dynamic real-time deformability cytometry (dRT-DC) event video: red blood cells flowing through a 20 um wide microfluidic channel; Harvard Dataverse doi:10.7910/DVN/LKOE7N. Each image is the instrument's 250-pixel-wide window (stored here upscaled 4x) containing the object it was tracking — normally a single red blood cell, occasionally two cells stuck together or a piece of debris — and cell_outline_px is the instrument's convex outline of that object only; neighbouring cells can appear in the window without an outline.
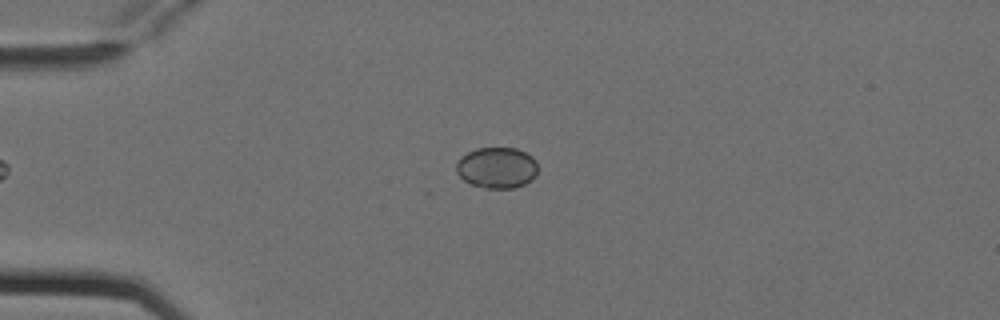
{"species": "Egyptian fruit bat (a non-hibernating species)", "species_latin": "Rousettus aegyptiacus", "temperature_condition": "cold", "stored_images_in_passage": 6, "camera_frame_rate_fps": 3000, "um_per_image_px": 0.085, "animal": {"sex": "female"}, "frame": {"image": 1, "passage_image": 2, "time_ms": 0.333, "image_size_px": [1000, 320], "cell_outline_px": [[536, 176], [532, 180], [516, 188], [488, 188], [472, 184], [464, 180], [456, 172], [456, 164], [460, 156], [476, 148], [516, 148], [532, 156], [536, 160]], "centroid_in_image_um": [42.23, 14.25], "position_along_channel_um": 42.8, "area_um2": 19.54}}
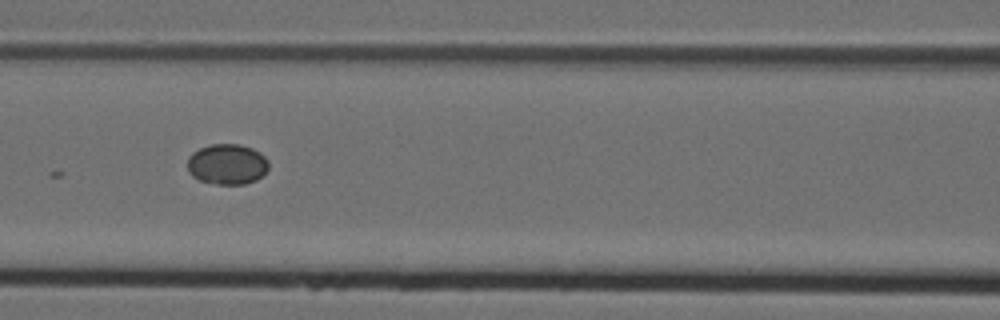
{"frame": {"image": 2, "passage_image": 5, "time_ms": 1.333, "image_size_px": [1000, 320], "cell_outline_px": [[268, 168], [256, 180], [244, 184], [216, 184], [200, 180], [192, 176], [188, 172], [188, 156], [192, 152], [200, 148], [212, 144], [240, 144], [252, 148], [260, 152], [268, 160]], "centroid_in_image_um": [19.29, 13.95], "position_along_channel_um": 147.3, "area_um2": 19.19}}
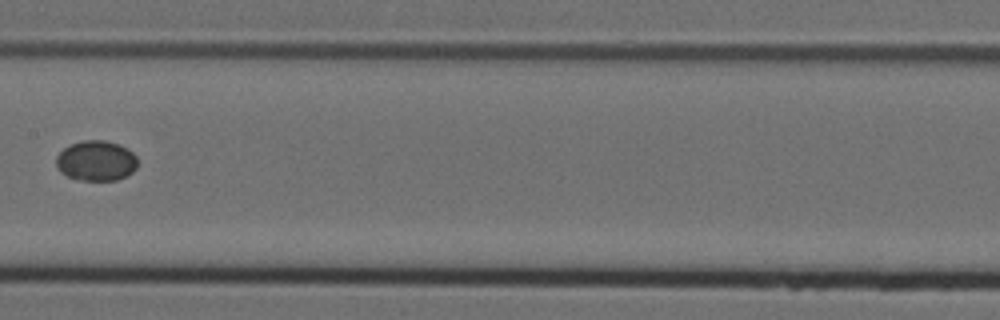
{"frame": {"image": 3, "passage_image": 6, "time_ms": 1.667, "image_size_px": [1000, 320], "cell_outline_px": [[136, 168], [132, 172], [116, 180], [80, 180], [68, 176], [60, 172], [56, 168], [56, 156], [64, 148], [72, 144], [84, 140], [104, 140], [120, 144], [132, 152], [136, 156]], "centroid_in_image_um": [8.15, 13.66], "position_along_channel_um": 199.2, "area_um2": 19.02}}